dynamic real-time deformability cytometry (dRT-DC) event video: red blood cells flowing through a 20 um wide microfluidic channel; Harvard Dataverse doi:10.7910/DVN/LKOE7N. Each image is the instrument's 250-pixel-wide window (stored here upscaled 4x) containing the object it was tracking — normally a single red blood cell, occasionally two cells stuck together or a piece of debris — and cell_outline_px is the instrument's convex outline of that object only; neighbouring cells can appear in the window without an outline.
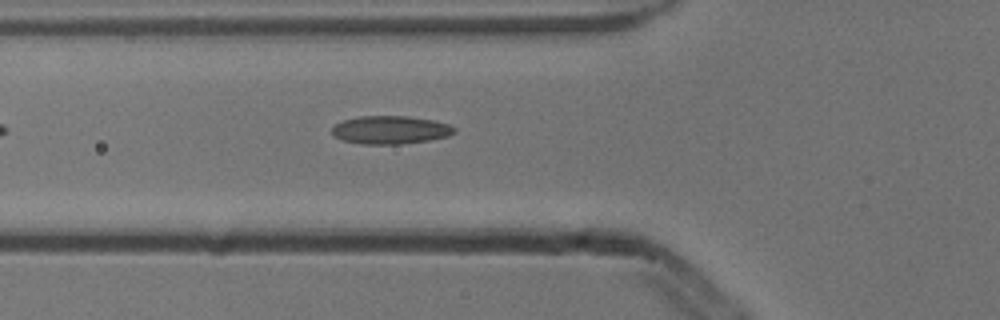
{"species": "common noctule bat (a hibernating species)", "species_latin": "Nyctalus noctula", "temperature_condition": "cold", "stored_images_in_passage": 5, "camera_frame_rate_fps": 3000, "um_per_image_px": 0.085, "animal": {"sex": "male", "body_mass_g": 13.3}, "frame": {"image": 1, "passage_image": 5, "time_ms": 1.333, "image_size_px": [1000, 320], "cell_outline_px": [[456, 132], [448, 136], [428, 140], [400, 144], [360, 144], [340, 140], [332, 132], [332, 128], [336, 124], [344, 120], [360, 116], [408, 116], [432, 120], [448, 124], [456, 128]], "centroid_in_image_um": [33.18, 11.04], "position_along_channel_um": 92.6, "area_um2": 20.0}}